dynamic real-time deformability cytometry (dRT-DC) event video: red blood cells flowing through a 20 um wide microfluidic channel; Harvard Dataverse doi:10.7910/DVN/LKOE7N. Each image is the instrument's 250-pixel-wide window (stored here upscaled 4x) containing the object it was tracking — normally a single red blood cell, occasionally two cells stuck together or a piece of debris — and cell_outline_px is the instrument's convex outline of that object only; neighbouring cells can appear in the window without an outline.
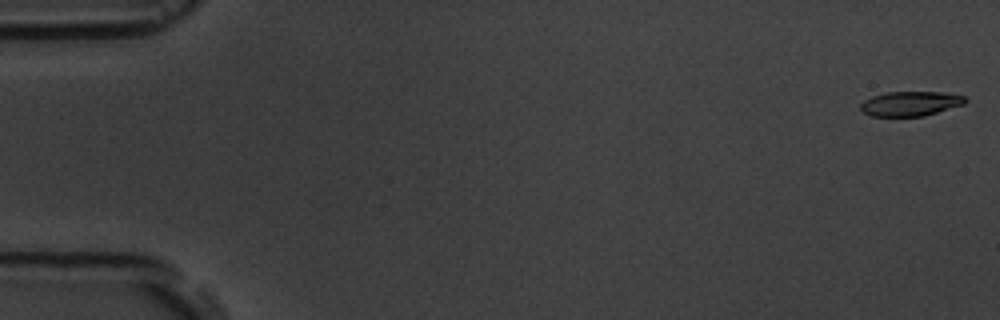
{"species": "common noctule bat (a hibernating species)", "species_latin": "Nyctalus noctula", "temperature_condition": "room temperature", "stored_images_in_passage": 3, "camera_frame_rate_fps": 3000, "um_per_image_px": 0.085, "animal": {"sex": "male", "body_mass_g": 19.5, "forearm_length_mm": 54.6}, "frame": {"image": 1, "passage_image": 1, "time_ms": 0.0, "image_size_px": [1000, 320], "cell_outline_px": [[968, 100], [964, 104], [924, 116], [872, 116], [864, 112], [860, 108], [860, 104], [864, 100], [872, 96], [888, 92], [940, 92], [964, 96]], "centroid_in_image_um": [77.38, 8.81], "position_along_channel_um": 7.6, "area_um2": 14.91}}